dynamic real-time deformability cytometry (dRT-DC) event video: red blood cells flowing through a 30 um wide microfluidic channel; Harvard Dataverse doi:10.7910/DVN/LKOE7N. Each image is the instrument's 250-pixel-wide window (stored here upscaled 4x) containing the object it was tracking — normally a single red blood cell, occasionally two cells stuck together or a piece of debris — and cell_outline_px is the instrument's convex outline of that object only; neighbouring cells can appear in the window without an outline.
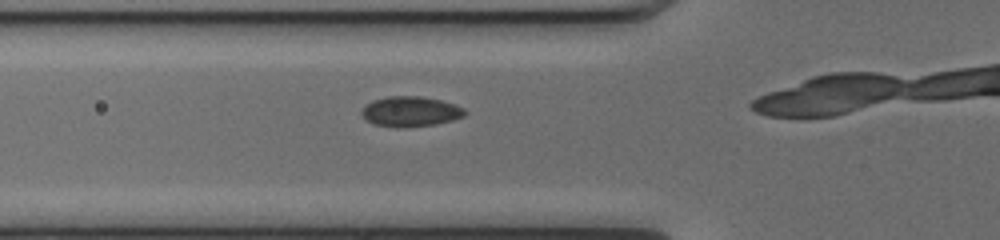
{"species": "common noctule bat (a hibernating species)", "species_latin": "Nyctalus noctula", "temperature_condition": "cold", "stored_images_in_passage": 15, "camera_frame_rate_fps": 3000, "um_per_image_px": 0.085, "animal": {"sex": "female", "body_mass_g": 17.0, "forearm_length_mm": 48.0}, "frame": {"image": 1, "passage_image": 11, "time_ms": 3.333, "image_size_px": [1000, 240], "cell_outline_px": [[464, 116], [452, 120], [436, 124], [408, 128], [396, 128], [372, 124], [364, 120], [360, 112], [372, 100], [388, 96], [420, 96], [440, 100], [464, 108]], "centroid_in_image_um": [34.83, 9.5], "position_along_channel_um": 91.0, "area_um2": 18.26}}